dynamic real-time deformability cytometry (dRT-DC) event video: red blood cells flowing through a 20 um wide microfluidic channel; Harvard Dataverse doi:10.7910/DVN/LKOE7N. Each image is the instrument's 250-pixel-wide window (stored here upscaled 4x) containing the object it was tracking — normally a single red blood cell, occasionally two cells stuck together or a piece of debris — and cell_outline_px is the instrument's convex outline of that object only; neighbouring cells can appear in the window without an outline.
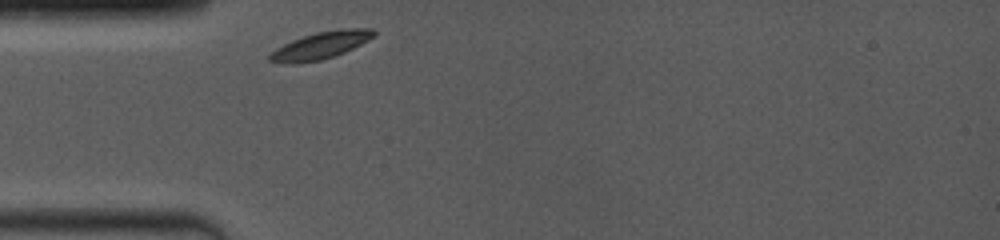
{"species": "common noctule bat (a hibernating species)", "species_latin": "Nyctalus noctula", "temperature_condition": "room temperature", "stored_images_in_passage": 42, "camera_frame_rate_fps": 4000, "um_per_image_px": 0.085, "animal": {"sex": "female", "body_mass_g": 19.0, "forearm_length_mm": 53.3}, "frame": {"image": 1, "passage_image": 1, "time_ms": 0.0, "image_size_px": [1000, 240], "cell_outline_px": [[376, 36], [344, 52], [320, 60], [300, 64], [280, 64], [268, 60], [268, 56], [276, 48], [292, 40], [316, 32], [340, 28], [372, 28], [376, 32]], "centroid_in_image_um": [27.24, 3.86], "position_along_channel_um": 57.8, "area_um2": 16.59}}
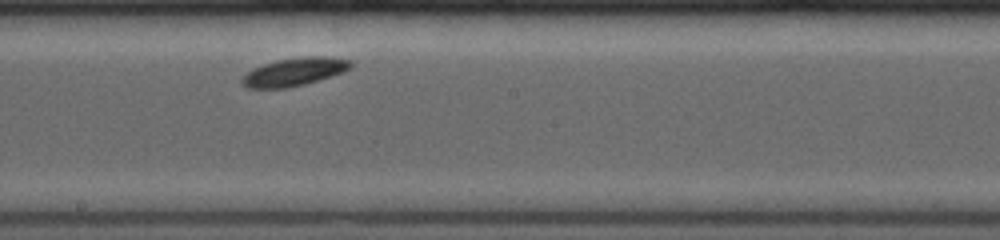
{"frame": {"image": 2, "passage_image": 26, "time_ms": 4.5, "image_size_px": [1000, 240], "cell_outline_px": [[352, 64], [344, 72], [332, 76], [304, 84], [288, 88], [248, 88], [240, 80], [252, 68], [276, 60], [308, 56], [324, 56], [352, 60]], "centroid_in_image_um": [25.03, 6.1], "position_along_channel_um": 223.2, "area_um2": 17.63}}
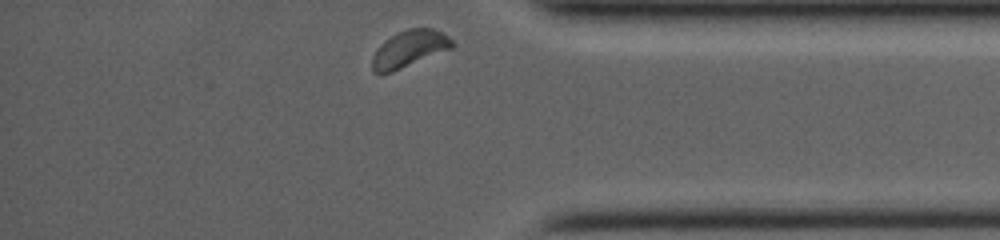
{"frame": {"image": 3, "passage_image": 42, "time_ms": 9.25, "image_size_px": [1000, 240], "cell_outline_px": [[456, 44], [452, 48], [392, 72], [372, 72], [372, 56], [376, 48], [384, 40], [396, 32], [408, 28], [432, 28], [444, 32]], "centroid_in_image_um": [34.79, 4.12], "position_along_channel_um": 400.4, "area_um2": 17.22}, "authors_computed_cell_mechanics": {"area_um2": 16.7042, "velocity_mm_per_s": 3.7862, "shape_relaxation_time_tau1_ms": 1.4826, "shape_relaxation_time_tau2_ms": null, "deformation_change_tau1": 0.0739, "deformation_change_tau2": null}}